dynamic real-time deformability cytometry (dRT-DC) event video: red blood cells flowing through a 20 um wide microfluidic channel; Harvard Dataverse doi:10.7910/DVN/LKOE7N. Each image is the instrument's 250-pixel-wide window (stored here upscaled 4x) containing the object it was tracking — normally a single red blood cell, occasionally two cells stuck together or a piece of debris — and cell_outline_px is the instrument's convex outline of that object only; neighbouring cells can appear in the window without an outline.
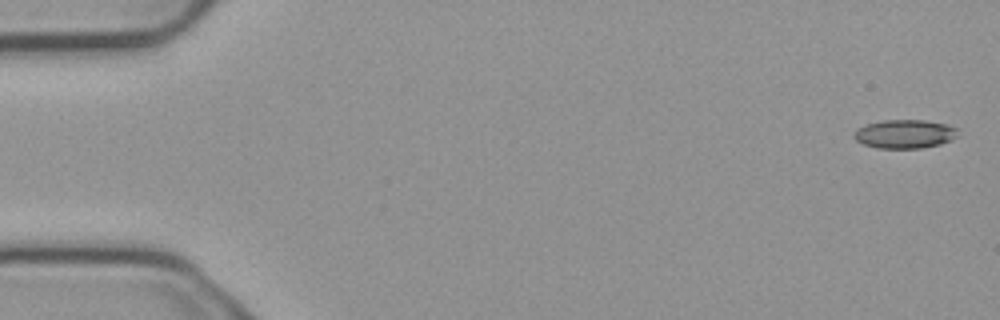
{"species": "common noctule bat (a hibernating species)", "species_latin": "Nyctalus noctula", "temperature_condition": "cold", "stored_images_in_passage": 3, "camera_frame_rate_fps": 3000, "um_per_image_px": 0.085, "animal": {"sex": "male", "body_mass_g": 23.1, "forearm_length_mm": 52.7}, "frame": {"image": 1, "passage_image": 1, "time_ms": 0.0, "image_size_px": [1000, 320], "cell_outline_px": [[956, 136], [952, 140], [940, 144], [920, 148], [876, 148], [864, 144], [856, 140], [852, 136], [856, 128], [868, 124], [884, 120], [924, 120], [948, 124], [956, 128]], "centroid_in_image_um": [76.88, 11.39], "position_along_channel_um": 8.1, "area_um2": 17.34}}